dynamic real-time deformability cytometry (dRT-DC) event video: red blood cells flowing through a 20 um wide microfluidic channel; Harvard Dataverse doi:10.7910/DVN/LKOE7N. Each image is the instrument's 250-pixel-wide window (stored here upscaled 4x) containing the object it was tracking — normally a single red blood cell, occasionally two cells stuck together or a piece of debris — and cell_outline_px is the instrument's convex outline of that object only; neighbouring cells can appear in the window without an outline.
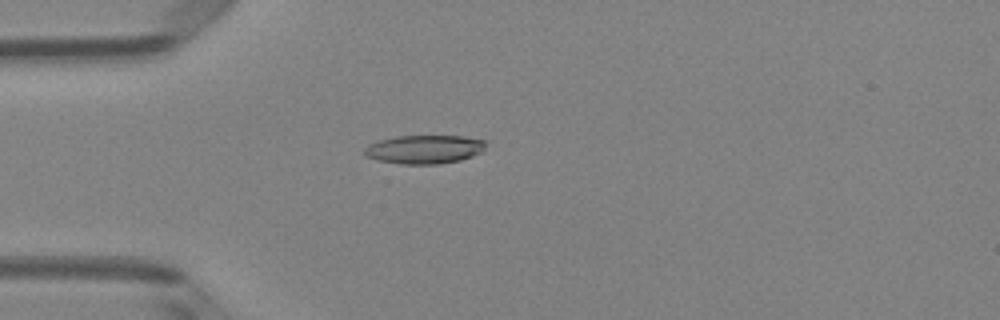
{"species": "Egyptian fruit bat (a non-hibernating species)", "species_latin": "Rousettus aegyptiacus", "temperature_condition": "room temperature", "stored_images_in_passage": 51, "camera_frame_rate_fps": 3000, "um_per_image_px": 0.085, "animal": {"sex": "female"}, "frame": {"image": 1, "passage_image": 14, "time_ms": 4.333, "image_size_px": [1000, 320], "cell_outline_px": [[488, 140], [484, 148], [480, 152], [472, 156], [460, 160], [440, 164], [400, 164], [376, 160], [364, 156], [364, 148], [368, 144], [380, 140], [396, 136], [464, 136]], "centroid_in_image_um": [36.06, 12.69], "position_along_channel_um": 48.9, "area_um2": 20.46}}
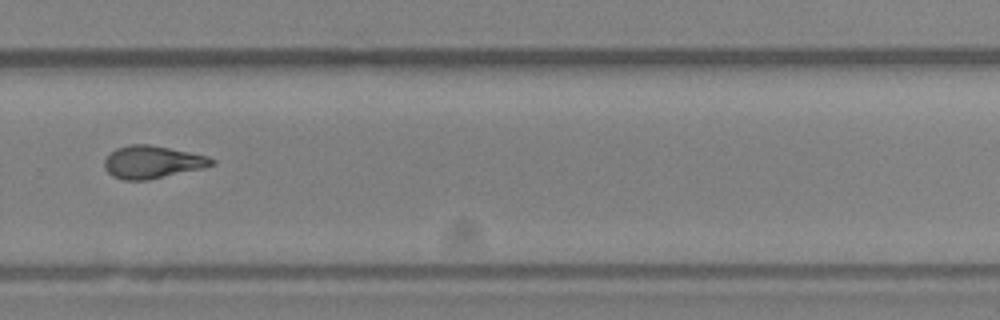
{"frame": {"image": 2, "passage_image": 35, "time_ms": 11.333, "image_size_px": [1000, 320], "cell_outline_px": [[216, 164], [204, 168], [148, 180], [124, 180], [112, 176], [104, 168], [104, 160], [116, 148], [128, 144], [148, 144], [208, 156], [216, 160]], "centroid_in_image_um": [12.96, 13.78], "position_along_channel_um": 316.8, "area_um2": 20.4}}
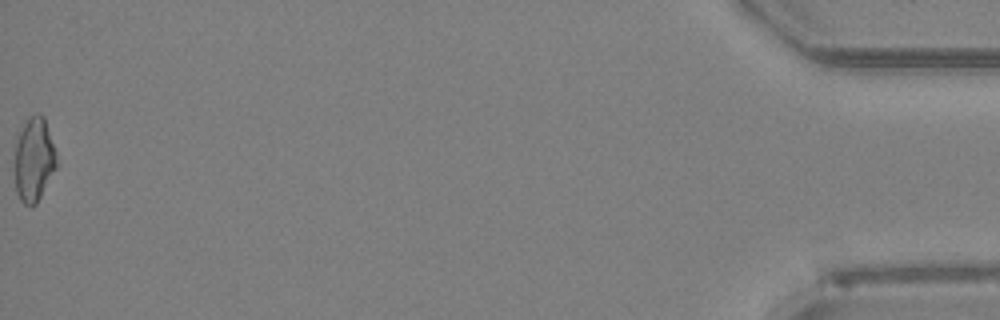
{"frame": {"image": 3, "passage_image": 51, "time_ms": 16.667, "image_size_px": [1000, 320], "cell_outline_px": [[60, 164], [36, 204], [24, 204], [20, 200], [16, 192], [16, 140], [28, 116], [36, 112], [40, 112], [44, 116]], "centroid_in_image_um": [2.94, 13.53], "position_along_channel_um": 432.3, "area_um2": 20.69}, "authors_computed_cell_mechanics": {"area_um2": 20.2878, "velocity_mm_per_s": 4.0255, "shape_relaxation_time_tau1_ms": 9.3718, "shape_relaxation_time_tau2_ms": 2.598, "deformation_change_tau1": 0.2403, "deformation_change_tau2": 0.112}}